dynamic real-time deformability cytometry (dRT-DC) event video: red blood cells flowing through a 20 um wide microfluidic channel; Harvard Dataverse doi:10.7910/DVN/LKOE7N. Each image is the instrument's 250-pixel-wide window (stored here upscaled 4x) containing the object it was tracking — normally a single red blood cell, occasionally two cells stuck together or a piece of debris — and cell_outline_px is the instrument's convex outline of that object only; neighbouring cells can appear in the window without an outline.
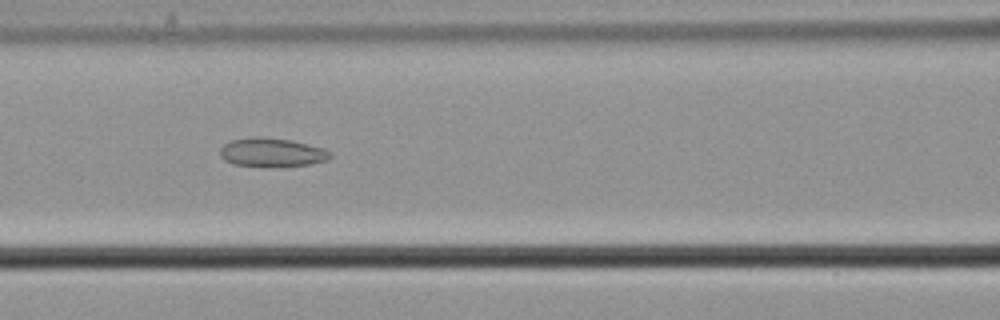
{"species": "common noctule bat (a hibernating species)", "species_latin": "Nyctalus noctula", "temperature_condition": "cold", "stored_images_in_passage": 40, "camera_frame_rate_fps": 3000, "um_per_image_px": 0.085, "animal": {"sex": "male", "body_mass_g": 21.5, "forearm_length_mm": 52.0}, "frame": {"image": 1, "passage_image": 9, "time_ms": 2.667, "image_size_px": [1000, 320], "cell_outline_px": [[332, 156], [328, 160], [312, 164], [232, 164], [224, 160], [220, 156], [220, 148], [224, 144], [232, 140], [252, 136], [260, 136], [292, 140], [324, 148], [332, 152]], "centroid_in_image_um": [23.12, 12.9], "position_along_channel_um": 143.5, "area_um2": 17.92}}
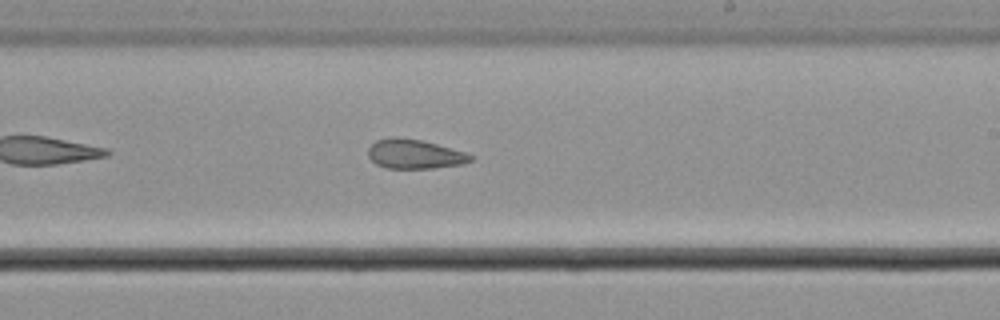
{"frame": {"image": 2, "passage_image": 18, "time_ms": 5.667, "image_size_px": [1000, 320], "cell_outline_px": [[472, 160], [460, 164], [432, 168], [388, 168], [376, 164], [368, 156], [368, 148], [376, 140], [396, 136], [420, 140], [436, 144], [464, 152], [472, 156]], "centroid_in_image_um": [35.19, 13.09], "position_along_channel_um": 253.8, "area_um2": 17.22}}
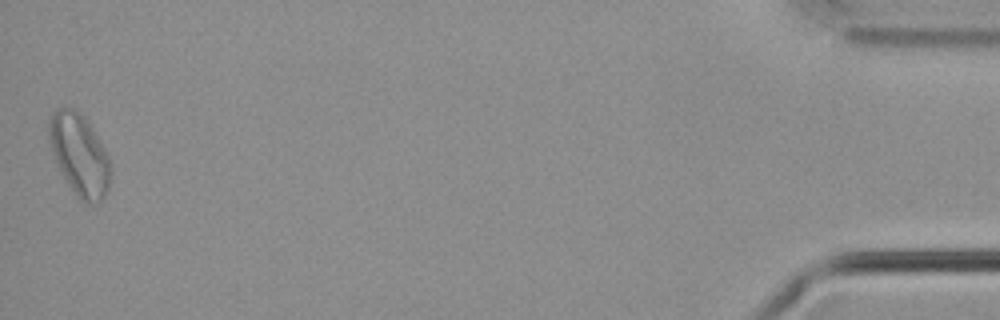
{"frame": {"image": 3, "passage_image": 40, "time_ms": 13.0, "image_size_px": [1000, 320], "cell_outline_px": [[112, 176], [108, 188], [104, 196], [100, 200], [88, 204], [84, 204], [80, 200], [64, 176], [48, 144], [48, 120], [60, 108], [72, 108], [80, 112], [84, 116], [92, 128], [104, 148], [112, 164]], "centroid_in_image_um": [6.77, 13.16], "position_along_channel_um": 428.4, "area_um2": 29.07}, "authors_computed_cell_mechanics": {"area_um2": 18.8139, "velocity_mm_per_s": 3.6852, "shape_relaxation_time_tau1_ms": null, "shape_relaxation_time_tau2_ms": 8.5319, "deformation_change_tau1": null, "deformation_change_tau2": 0.1602}}